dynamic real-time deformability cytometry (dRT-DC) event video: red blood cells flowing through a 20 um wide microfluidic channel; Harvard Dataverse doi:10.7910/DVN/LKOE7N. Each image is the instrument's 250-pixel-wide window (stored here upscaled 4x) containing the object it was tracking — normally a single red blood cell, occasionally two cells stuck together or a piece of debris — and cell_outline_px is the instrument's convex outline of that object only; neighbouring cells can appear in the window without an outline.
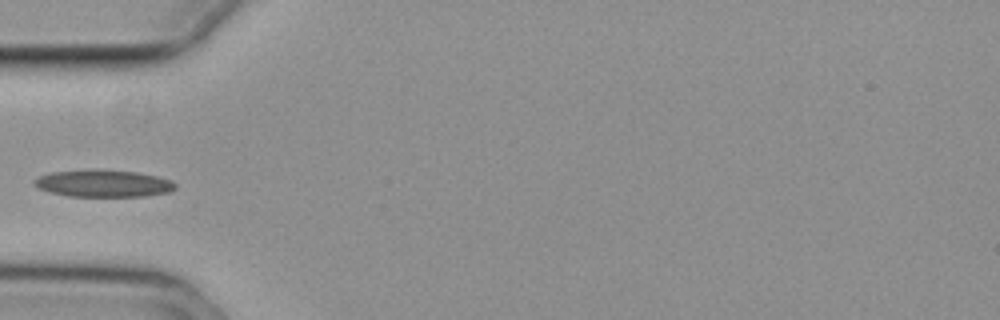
{"species": "common noctule bat (a hibernating species)", "species_latin": "Nyctalus noctula", "temperature_condition": "cold", "stored_images_in_passage": 38, "camera_frame_rate_fps": 3000, "um_per_image_px": 0.085, "animal": {"sex": "female", "body_mass_g": 29.2, "forearm_length_mm": 56.3}, "frame": {"image": 1, "passage_image": 1, "time_ms": 0.0, "image_size_px": [1000, 320], "cell_outline_px": [[176, 188], [168, 192], [144, 196], [68, 196], [48, 192], [36, 188], [32, 184], [32, 180], [40, 176], [52, 172], [96, 168], [100, 168], [136, 172], [156, 176], [172, 180], [176, 184]], "centroid_in_image_um": [8.73, 15.57], "position_along_channel_um": 76.3, "area_um2": 22.66}}
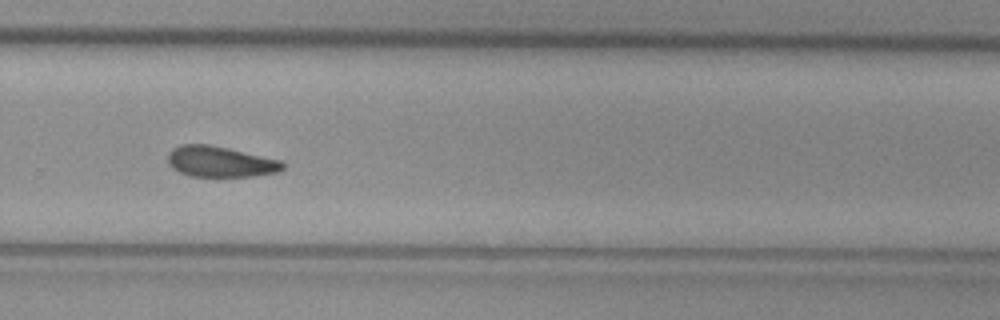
{"frame": {"image": 2, "passage_image": 20, "time_ms": 6.333, "image_size_px": [1000, 320], "cell_outline_px": [[284, 168], [276, 172], [256, 176], [188, 176], [172, 168], [168, 164], [168, 152], [172, 148], [180, 144], [208, 144], [228, 148], [284, 160]], "centroid_in_image_um": [18.72, 13.73], "position_along_channel_um": 311.1, "area_um2": 20.81}}
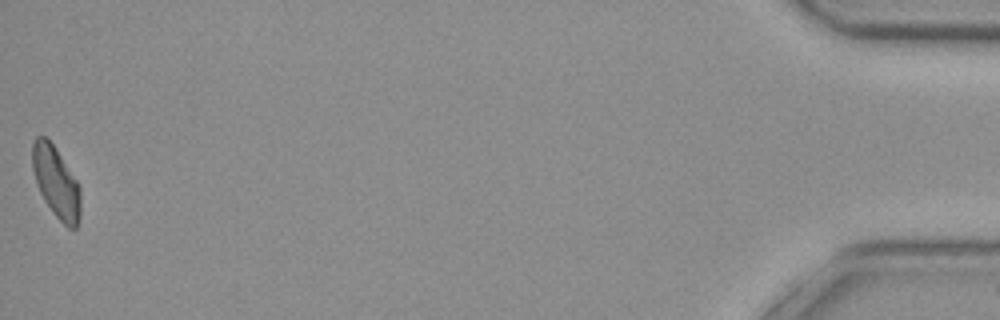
{"frame": {"image": 3, "passage_image": 38, "time_ms": 12.333, "image_size_px": [1000, 320], "cell_outline_px": [[80, 216], [76, 228], [68, 228], [52, 212], [44, 200], [36, 184], [32, 168], [32, 144], [36, 136], [44, 136], [52, 144], [76, 180], [80, 188]], "centroid_in_image_um": [4.75, 15.51], "position_along_channel_um": 430.5, "area_um2": 19.71}}